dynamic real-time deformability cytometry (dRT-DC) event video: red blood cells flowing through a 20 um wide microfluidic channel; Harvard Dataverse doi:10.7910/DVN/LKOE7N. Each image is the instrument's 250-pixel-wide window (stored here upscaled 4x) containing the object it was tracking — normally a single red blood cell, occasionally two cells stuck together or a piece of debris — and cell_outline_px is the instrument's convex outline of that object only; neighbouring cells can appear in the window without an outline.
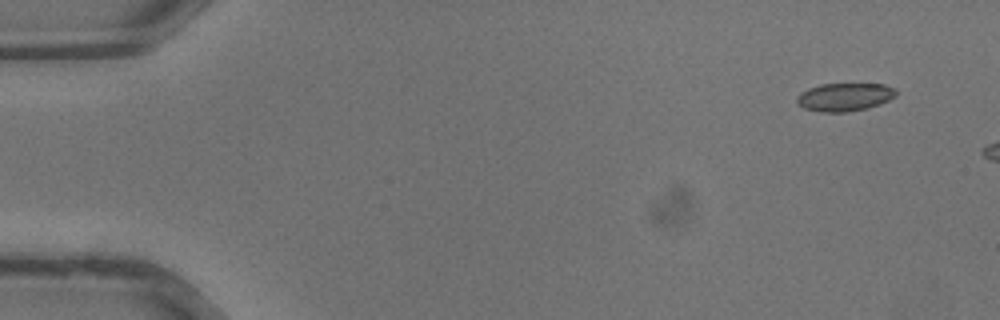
{"species": "common noctule bat (a hibernating species)", "species_latin": "Nyctalus noctula", "temperature_condition": "warm", "stored_images_in_passage": 32, "camera_frame_rate_fps": 3000, "um_per_image_px": 0.085, "animal": {"sex": "male", "body_mass_g": 13.3}, "frame": {"image": 1, "passage_image": 1, "time_ms": 0.0, "image_size_px": [1000, 320], "cell_outline_px": [[896, 96], [880, 104], [868, 108], [844, 112], [824, 112], [804, 108], [796, 100], [796, 96], [800, 92], [808, 88], [820, 84], [884, 84], [896, 88]], "centroid_in_image_um": [71.8, 8.23], "position_along_channel_um": 13.2, "area_um2": 16.24}}
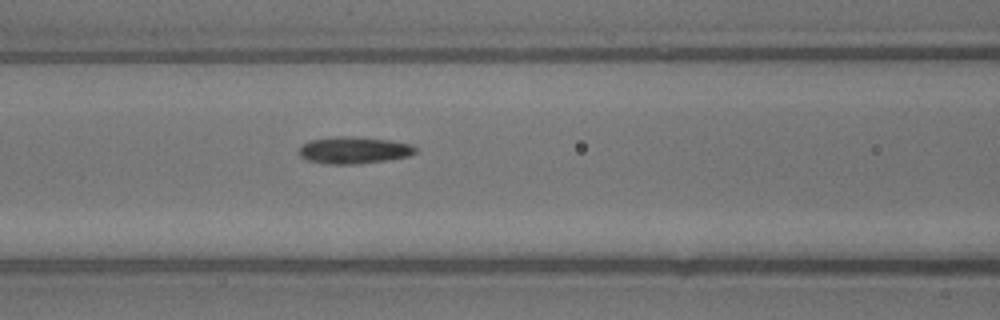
{"frame": {"image": 2, "passage_image": 14, "time_ms": 4.333, "image_size_px": [1000, 320], "cell_outline_px": [[416, 152], [408, 156], [388, 160], [360, 164], [324, 164], [308, 160], [300, 156], [296, 152], [304, 144], [312, 140], [336, 136], [344, 136], [388, 140], [412, 144], [416, 148]], "centroid_in_image_um": [30.07, 12.78], "position_along_channel_um": 136.5, "area_um2": 18.21}}
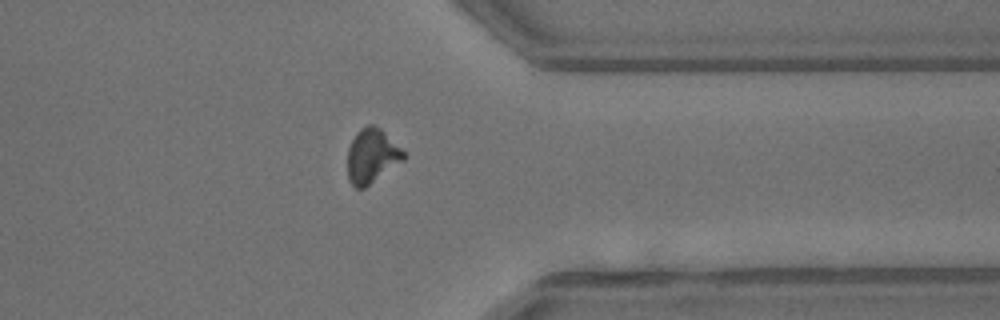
{"frame": {"image": 3, "passage_image": 27, "time_ms": 8.667, "image_size_px": [1000, 320], "cell_outline_px": [[404, 160], [364, 188], [356, 188], [348, 180], [348, 148], [356, 132], [360, 128], [368, 124], [372, 124], [380, 128], [404, 152]], "centroid_in_image_um": [31.58, 13.25], "position_along_channel_um": 379.8, "area_um2": 17.51}}